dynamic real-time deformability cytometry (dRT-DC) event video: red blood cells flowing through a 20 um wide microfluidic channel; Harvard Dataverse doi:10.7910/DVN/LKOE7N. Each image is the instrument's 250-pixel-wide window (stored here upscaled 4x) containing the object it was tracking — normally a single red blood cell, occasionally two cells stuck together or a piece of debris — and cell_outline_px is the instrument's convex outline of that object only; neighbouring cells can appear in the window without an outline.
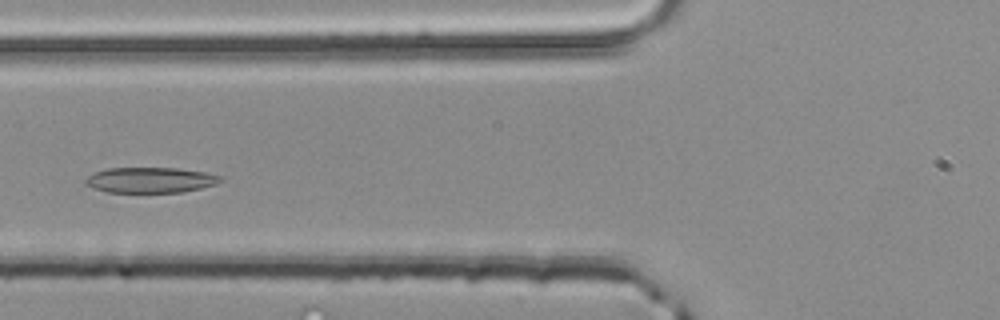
{"species": "common noctule bat (a hibernating species)", "species_latin": "Nyctalus noctula", "temperature_condition": "room temperature", "stored_images_in_passage": 3, "camera_frame_rate_fps": 3000, "um_per_image_px": 0.085, "animal": {"sex": "male", "body_mass_g": 20.4}, "frame": {"image": 1, "passage_image": 3, "time_ms": 0.667, "image_size_px": [1000, 320], "cell_outline_px": [[224, 180], [216, 184], [200, 188], [180, 192], [108, 192], [92, 188], [84, 184], [84, 180], [88, 176], [104, 168], [176, 168], [208, 172], [224, 176]], "centroid_in_image_um": [12.81, 15.29], "position_along_channel_um": 113.0, "area_um2": 20.23}}